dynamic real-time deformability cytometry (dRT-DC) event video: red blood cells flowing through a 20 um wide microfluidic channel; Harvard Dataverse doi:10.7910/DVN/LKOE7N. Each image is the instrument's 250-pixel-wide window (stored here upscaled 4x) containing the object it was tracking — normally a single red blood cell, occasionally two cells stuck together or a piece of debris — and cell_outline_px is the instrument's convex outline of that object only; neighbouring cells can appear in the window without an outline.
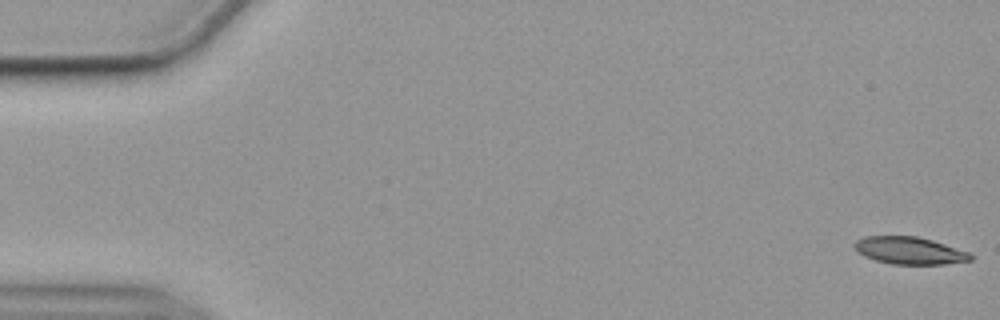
{"species": "common noctule bat (a hibernating species)", "species_latin": "Nyctalus noctula", "temperature_condition": "cold", "stored_images_in_passage": 56, "camera_frame_rate_fps": 3000, "um_per_image_px": 0.085, "animal": {"sex": "female", "body_mass_g": 19.9}, "frame": {"image": 1, "passage_image": 1, "time_ms": 0.0, "image_size_px": [1000, 320], "cell_outline_px": [[972, 260], [944, 264], [892, 264], [876, 260], [864, 256], [852, 244], [856, 240], [864, 236], [916, 236], [932, 240], [972, 252]], "centroid_in_image_um": [77.34, 21.29], "position_along_channel_um": 7.7, "area_um2": 18.5}}
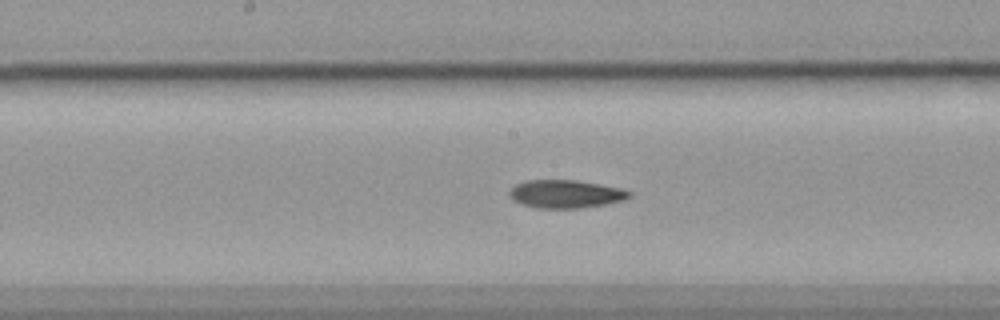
{"frame": {"image": 2, "passage_image": 29, "time_ms": 9.333, "image_size_px": [1000, 320], "cell_outline_px": [[632, 196], [624, 200], [604, 204], [580, 208], [540, 208], [520, 204], [512, 200], [508, 196], [508, 192], [516, 184], [524, 180], [576, 180], [624, 188], [632, 192]], "centroid_in_image_um": [48.08, 16.48], "position_along_channel_um": 200.1, "area_um2": 19.83}}
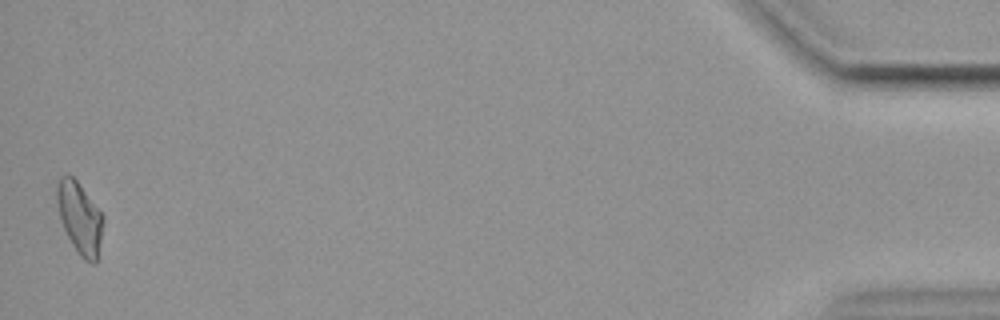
{"frame": {"image": 3, "passage_image": 56, "time_ms": 18.333, "image_size_px": [1000, 320], "cell_outline_px": [[104, 220], [96, 264], [92, 264], [84, 260], [80, 256], [72, 244], [60, 220], [56, 200], [56, 184], [60, 176], [64, 172], [68, 172], [76, 180], [104, 216]], "centroid_in_image_um": [6.75, 18.49], "position_along_channel_um": 428.4, "area_um2": 19.42}, "authors_computed_cell_mechanics": {"area_um2": 19.4208, "velocity_mm_per_s": 3.5559, "shape_relaxation_time_tau1_ms": 10.3083, "shape_relaxation_time_tau2_ms": 8.5893, "deformation_change_tau1": 0.2443, "deformation_change_tau2": 0.1882}}